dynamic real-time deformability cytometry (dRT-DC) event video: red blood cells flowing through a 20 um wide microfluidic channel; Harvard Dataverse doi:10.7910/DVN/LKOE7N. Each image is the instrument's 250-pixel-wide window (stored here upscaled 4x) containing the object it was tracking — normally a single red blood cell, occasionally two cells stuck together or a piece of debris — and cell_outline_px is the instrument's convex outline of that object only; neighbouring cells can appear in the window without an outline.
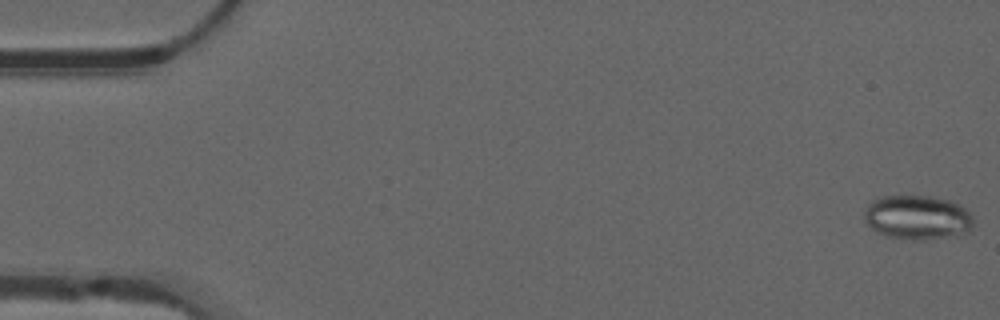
{"species": "common noctule bat (a hibernating species)", "species_latin": "Nyctalus noctula", "temperature_condition": "warm", "stored_images_in_passage": 46, "camera_frame_rate_fps": 3000, "um_per_image_px": 0.085, "animal": {"sex": "male", "forearm_length_mm": 52.5}, "frame": {"image": 1, "passage_image": 1, "time_ms": 0.0, "image_size_px": [1000, 320], "cell_outline_px": [[972, 228], [968, 232], [920, 240], [912, 240], [888, 236], [872, 228], [864, 220], [864, 212], [868, 204], [872, 200], [880, 196], [932, 196], [952, 200], [964, 208], [972, 216]], "centroid_in_image_um": [77.96, 18.45], "position_along_channel_um": 7.0, "area_um2": 27.92}}
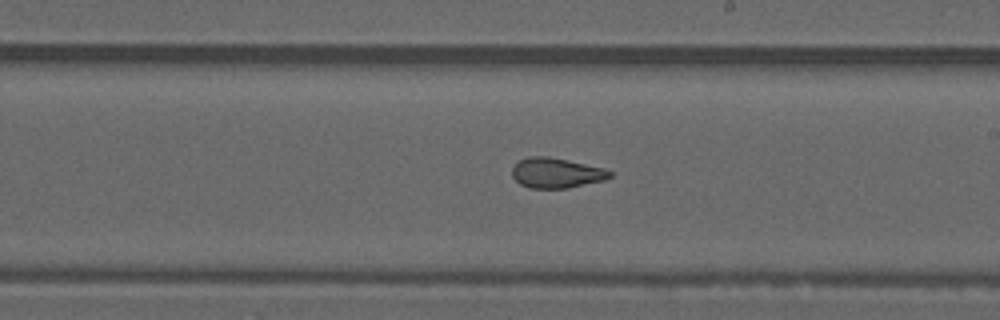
{"frame": {"image": 2, "passage_image": 31, "time_ms": 10.0, "image_size_px": [1000, 320], "cell_outline_px": [[612, 176], [604, 180], [568, 188], [528, 188], [520, 184], [512, 176], [512, 168], [520, 160], [528, 156], [548, 156], [604, 168], [612, 172]], "centroid_in_image_um": [47.27, 14.7], "position_along_channel_um": 241.7, "area_um2": 17.11}}
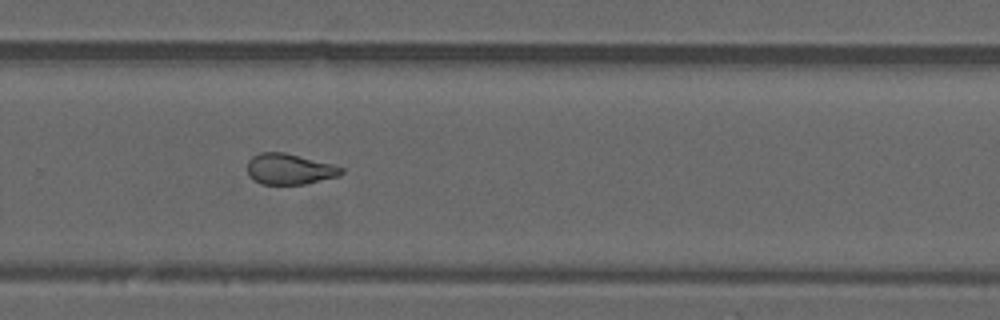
{"frame": {"image": 3, "passage_image": 36, "time_ms": 11.667, "image_size_px": [1000, 320], "cell_outline_px": [[344, 172], [340, 176], [304, 184], [260, 184], [248, 176], [248, 160], [252, 156], [260, 152], [284, 152], [332, 164], [344, 168]], "centroid_in_image_um": [24.6, 14.37], "position_along_channel_um": 305.2, "area_um2": 16.94}}